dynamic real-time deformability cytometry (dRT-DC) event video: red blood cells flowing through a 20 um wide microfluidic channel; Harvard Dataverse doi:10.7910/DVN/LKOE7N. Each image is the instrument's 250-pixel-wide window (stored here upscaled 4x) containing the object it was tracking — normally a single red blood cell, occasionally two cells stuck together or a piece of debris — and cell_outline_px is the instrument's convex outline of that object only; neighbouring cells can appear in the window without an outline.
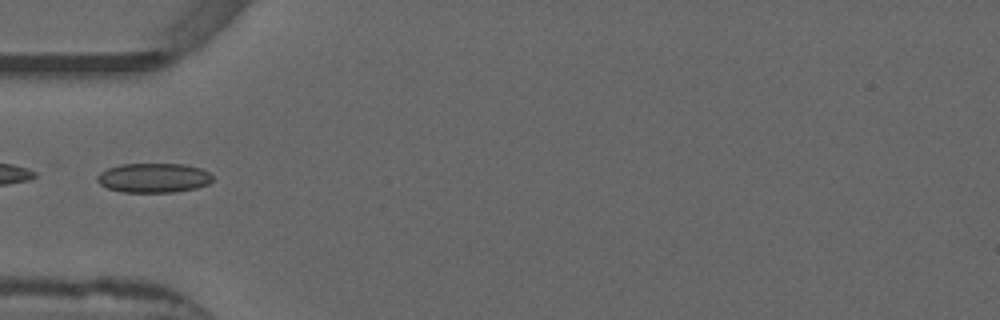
{"species": "common noctule bat (a hibernating species)", "species_latin": "Nyctalus noctula", "temperature_condition": "warm", "stored_images_in_passage": 31, "camera_frame_rate_fps": 3000, "um_per_image_px": 0.085, "animal": {"sex": "male", "forearm_length_mm": 52.5}, "frame": {"image": 1, "passage_image": 1, "time_ms": 0.0, "image_size_px": [1000, 320], "cell_outline_px": [[212, 180], [208, 184], [196, 188], [172, 192], [124, 192], [108, 188], [100, 184], [96, 180], [96, 176], [100, 172], [108, 168], [120, 164], [184, 164], [200, 168], [208, 172], [212, 176]], "centroid_in_image_um": [13.04, 15.11], "position_along_channel_um": 72.0, "area_um2": 19.77}}